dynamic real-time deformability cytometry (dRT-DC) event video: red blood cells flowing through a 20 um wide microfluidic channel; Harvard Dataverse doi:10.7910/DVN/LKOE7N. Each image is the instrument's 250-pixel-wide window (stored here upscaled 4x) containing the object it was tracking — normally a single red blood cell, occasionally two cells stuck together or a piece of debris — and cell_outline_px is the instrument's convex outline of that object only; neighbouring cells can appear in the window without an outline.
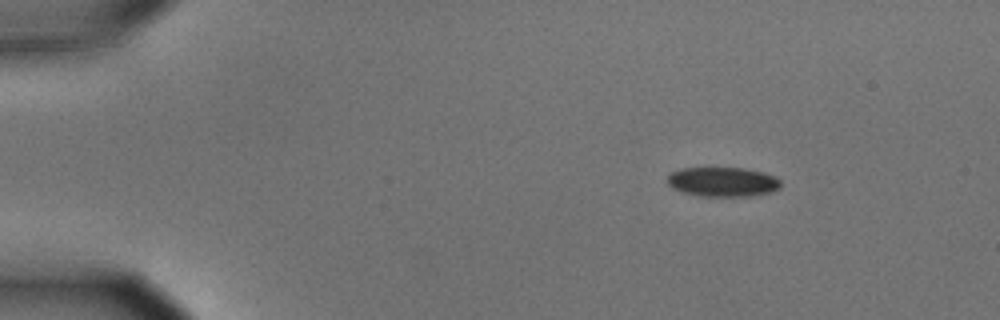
{"species": "common noctule bat (a hibernating species)", "species_latin": "Nyctalus noctula", "temperature_condition": "cold", "stored_images_in_passage": 5, "camera_frame_rate_fps": 3000, "um_per_image_px": 0.085, "animal": {"sex": "male", "body_mass_g": 15.6}, "frame": {"image": 1, "passage_image": 1, "time_ms": 0.0, "image_size_px": [1000, 320], "cell_outline_px": [[780, 188], [772, 192], [752, 196], [700, 196], [684, 192], [672, 188], [668, 184], [668, 172], [680, 168], [744, 168], [764, 172], [776, 176], [780, 180]], "centroid_in_image_um": [61.44, 15.45], "position_along_channel_um": 23.6, "area_um2": 19.71}}
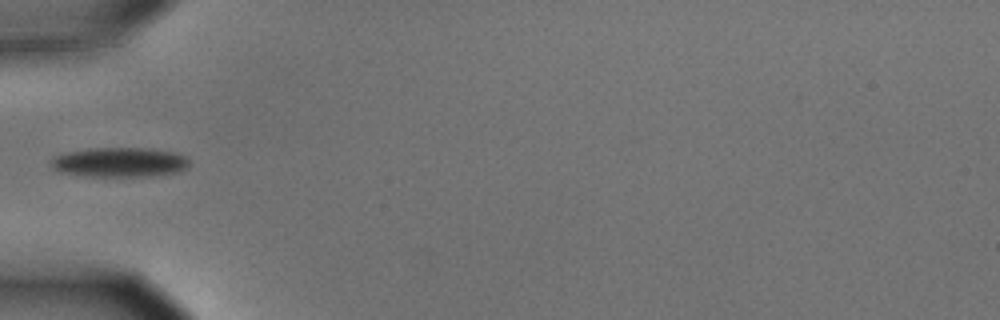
{"frame": {"image": 2, "passage_image": 4, "time_ms": 1.0, "image_size_px": [1000, 320], "cell_outline_px": [[188, 168], [176, 172], [152, 176], [88, 176], [56, 172], [52, 168], [48, 160], [52, 156], [60, 152], [88, 148], [148, 148], [176, 152], [184, 156], [188, 160]], "centroid_in_image_um": [10.06, 13.78], "position_along_channel_um": 74.9, "area_um2": 24.39}}
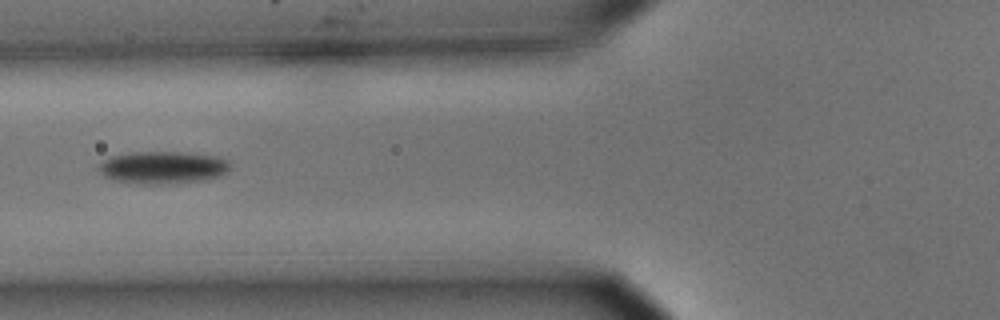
{"frame": {"image": 3, "passage_image": 5, "time_ms": 1.333, "image_size_px": [1000, 320], "cell_outline_px": [[232, 164], [228, 172], [220, 176], [204, 180], [172, 184], [136, 184], [116, 180], [104, 176], [96, 168], [108, 156], [136, 152], [184, 152], [220, 156], [228, 160]], "centroid_in_image_um": [13.88, 14.24], "position_along_channel_um": 111.9, "area_um2": 25.32}}